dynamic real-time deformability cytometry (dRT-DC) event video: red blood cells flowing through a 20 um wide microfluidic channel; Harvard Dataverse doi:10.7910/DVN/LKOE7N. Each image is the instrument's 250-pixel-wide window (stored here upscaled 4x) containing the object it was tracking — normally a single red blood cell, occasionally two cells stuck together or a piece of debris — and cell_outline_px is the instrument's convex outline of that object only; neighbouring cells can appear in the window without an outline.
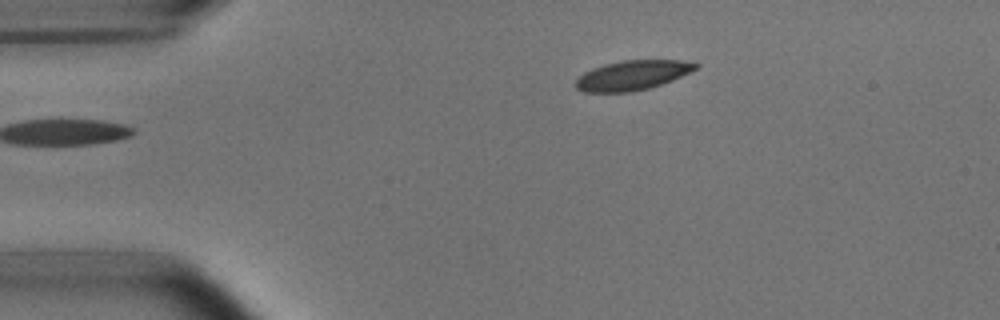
{"species": "common noctule bat (a hibernating species)", "species_latin": "Nyctalus noctula", "temperature_condition": "room temperature", "stored_images_in_passage": 44, "camera_frame_rate_fps": 3000, "um_per_image_px": 0.085, "animal": {"sex": "male", "body_mass_g": 15.6}, "frame": {"image": 1, "passage_image": 1, "time_ms": 0.0, "image_size_px": [1000, 320], "cell_outline_px": [[700, 68], [672, 80], [648, 88], [628, 92], [584, 92], [576, 88], [572, 84], [584, 72], [592, 68], [604, 64], [620, 60], [680, 60], [700, 64]], "centroid_in_image_um": [53.74, 6.39], "position_along_channel_um": 31.3, "area_um2": 20.81}}
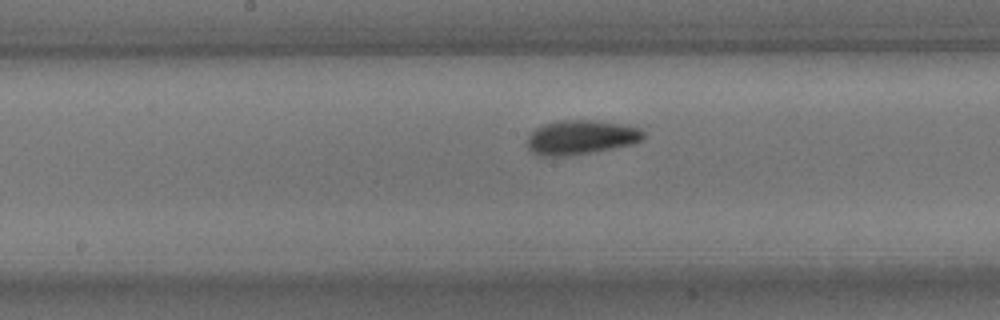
{"frame": {"image": 2, "passage_image": 18, "time_ms": 5.667, "image_size_px": [1000, 320], "cell_outline_px": [[644, 140], [632, 144], [612, 148], [588, 152], [560, 156], [540, 156], [532, 152], [528, 148], [528, 136], [536, 128], [544, 124], [560, 120], [600, 120], [628, 124], [640, 128], [644, 132]], "centroid_in_image_um": [49.42, 11.64], "position_along_channel_um": 198.8, "area_um2": 23.29}}
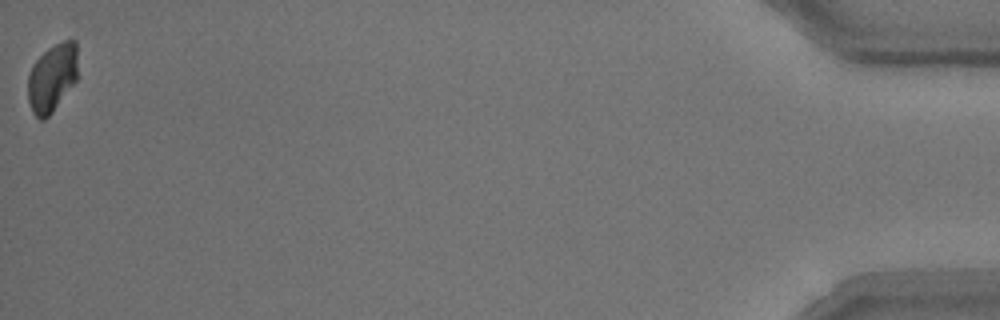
{"frame": {"image": 3, "passage_image": 44, "time_ms": 14.333, "image_size_px": [1000, 320], "cell_outline_px": [[76, 80], [52, 112], [44, 120], [40, 120], [32, 112], [28, 100], [28, 76], [32, 64], [48, 48], [64, 40], [76, 40]], "centroid_in_image_um": [4.4, 6.61], "position_along_channel_um": 430.8, "area_um2": 19.54}, "authors_computed_cell_mechanics": {"area_um2": 21.675, "velocity_mm_per_s": 3.757, "shape_relaxation_time_tau1_ms": 3.3477, "shape_relaxation_time_tau2_ms": 2.4046, "deformation_change_tau1": 0.1032, "deformation_change_tau2": 0.0799}}